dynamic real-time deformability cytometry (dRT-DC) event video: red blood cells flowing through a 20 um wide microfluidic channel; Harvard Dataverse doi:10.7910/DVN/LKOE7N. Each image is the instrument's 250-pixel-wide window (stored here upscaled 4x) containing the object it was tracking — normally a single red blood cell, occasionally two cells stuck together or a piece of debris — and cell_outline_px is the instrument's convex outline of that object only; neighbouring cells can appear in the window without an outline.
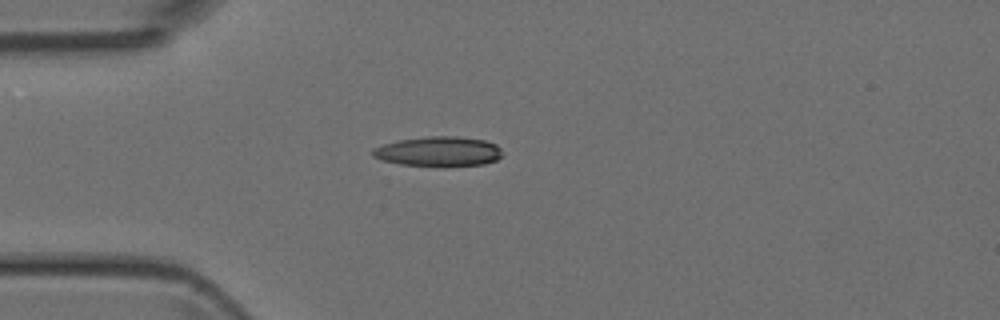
{"species": "Egyptian fruit bat (a non-hibernating species)", "species_latin": "Rousettus aegyptiacus", "temperature_condition": "room temperature", "stored_images_in_passage": 3, "camera_frame_rate_fps": 3000, "um_per_image_px": 0.085, "animal": {"sex": "female"}, "frame": {"image": 1, "passage_image": 2, "time_ms": 2.0, "image_size_px": [1000, 320], "cell_outline_px": [[500, 156], [496, 160], [484, 164], [444, 168], [400, 164], [384, 160], [372, 156], [372, 148], [384, 144], [400, 140], [428, 136], [456, 136], [484, 140], [496, 144], [500, 148]], "centroid_in_image_um": [37.28, 12.9], "position_along_channel_um": 47.7, "area_um2": 22.83}}